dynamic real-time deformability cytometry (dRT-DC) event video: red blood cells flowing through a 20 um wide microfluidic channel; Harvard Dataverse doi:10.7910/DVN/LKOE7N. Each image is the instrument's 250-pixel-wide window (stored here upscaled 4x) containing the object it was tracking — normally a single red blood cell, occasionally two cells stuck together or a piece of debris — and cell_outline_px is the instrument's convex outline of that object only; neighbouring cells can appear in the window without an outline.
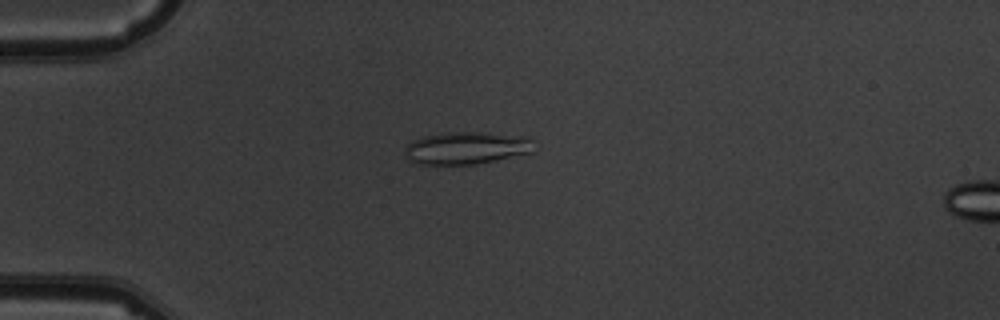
{"species": "common noctule bat (a hibernating species)", "species_latin": "Nyctalus noctula", "temperature_condition": "warm", "stored_images_in_passage": 1, "camera_frame_rate_fps": 3000, "um_per_image_px": 0.085, "animal": {"sex": "male", "body_mass_g": 19.5, "forearm_length_mm": 54.6}, "frame": {"image": 1, "passage_image": 1, "time_ms": 0.0, "image_size_px": [1000, 320], "cell_outline_px": [[532, 152], [476, 164], [416, 164], [404, 152], [404, 148], [412, 140], [424, 136], [448, 132], [480, 132], [528, 136], [532, 140]], "centroid_in_image_um": [39.64, 12.56], "position_along_channel_um": 45.4, "area_um2": 24.22}}